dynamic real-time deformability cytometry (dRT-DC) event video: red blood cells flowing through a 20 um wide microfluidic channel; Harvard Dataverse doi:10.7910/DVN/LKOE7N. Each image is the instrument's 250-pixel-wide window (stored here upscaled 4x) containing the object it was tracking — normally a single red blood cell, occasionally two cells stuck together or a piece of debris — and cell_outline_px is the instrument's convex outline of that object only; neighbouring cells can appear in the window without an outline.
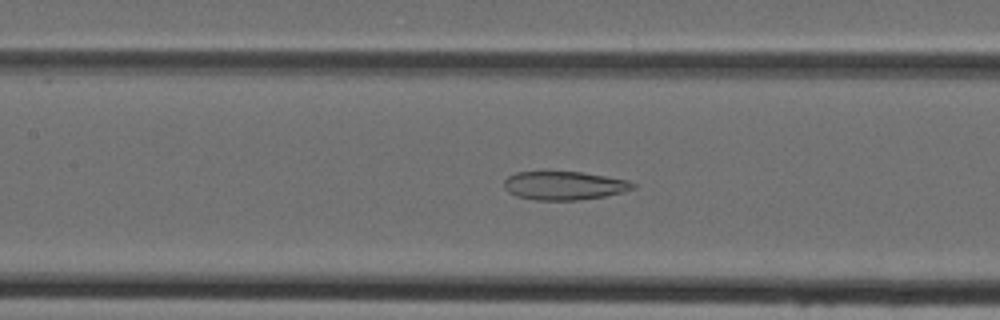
{"species": "Egyptian fruit bat (a non-hibernating species)", "species_latin": "Rousettus aegyptiacus", "temperature_condition": "cold", "stored_images_in_passage": 47, "camera_frame_rate_fps": 3000, "um_per_image_px": 0.085, "animal": {"sex": "female"}, "frame": {"image": 1, "passage_image": 21, "time_ms": 6.667, "image_size_px": [1000, 320], "cell_outline_px": [[636, 188], [624, 192], [604, 196], [580, 200], [536, 200], [516, 196], [508, 192], [504, 188], [504, 180], [508, 176], [516, 172], [580, 172], [628, 180], [636, 184]], "centroid_in_image_um": [47.96, 15.78], "position_along_channel_um": 159.4, "area_um2": 21.44}}
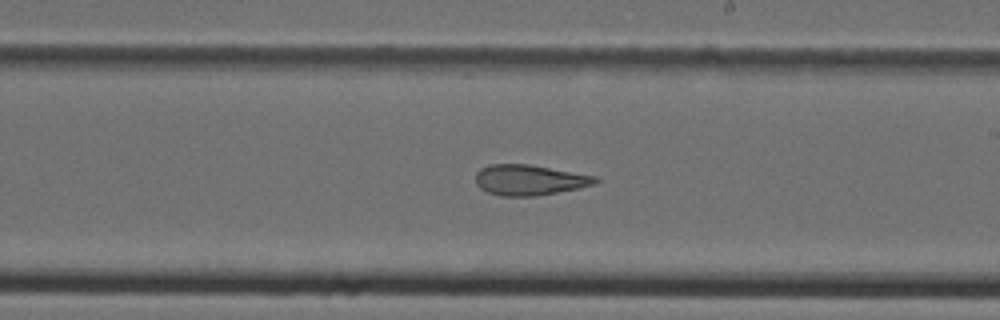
{"frame": {"image": 2, "passage_image": 27, "time_ms": 8.667, "image_size_px": [1000, 320], "cell_outline_px": [[600, 180], [596, 184], [580, 188], [536, 196], [500, 196], [488, 192], [480, 188], [476, 184], [476, 172], [480, 168], [492, 164], [528, 164], [596, 176]], "centroid_in_image_um": [45.01, 15.3], "position_along_channel_um": 244.0, "area_um2": 21.33}}
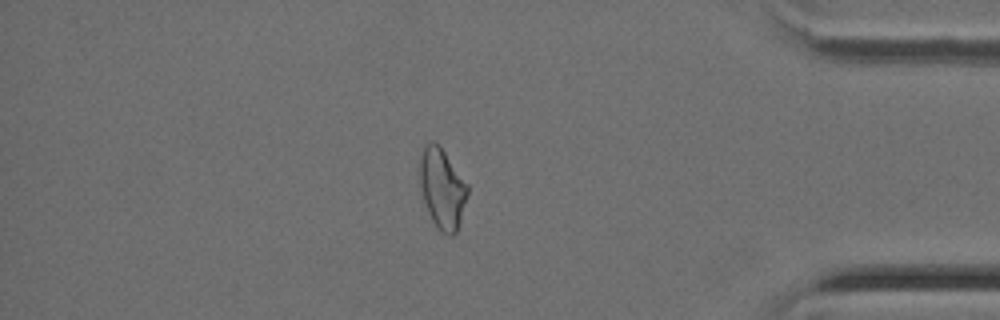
{"frame": {"image": 3, "passage_image": 40, "time_ms": 13.0, "image_size_px": [1000, 320], "cell_outline_px": [[468, 192], [460, 220], [456, 232], [452, 236], [448, 236], [440, 232], [432, 220], [428, 212], [424, 200], [420, 184], [420, 156], [424, 144], [432, 140], [444, 152], [468, 184]], "centroid_in_image_um": [37.58, 16.04], "position_along_channel_um": 397.6, "area_um2": 22.02}}